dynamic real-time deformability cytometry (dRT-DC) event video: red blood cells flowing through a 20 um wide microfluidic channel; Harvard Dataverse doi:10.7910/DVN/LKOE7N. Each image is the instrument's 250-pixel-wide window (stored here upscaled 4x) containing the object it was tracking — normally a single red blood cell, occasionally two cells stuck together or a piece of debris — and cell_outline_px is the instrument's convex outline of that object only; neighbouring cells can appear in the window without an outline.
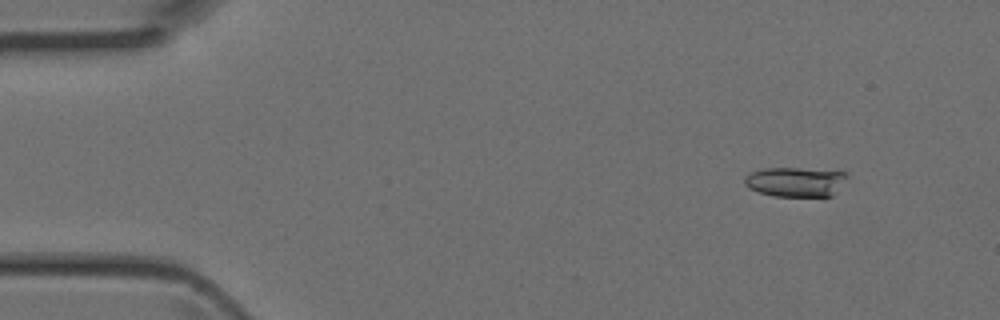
{"species": "Egyptian fruit bat (a non-hibernating species)", "species_latin": "Rousettus aegyptiacus", "temperature_condition": "room temperature", "stored_images_in_passage": 4, "segment_of_instrument_passage": [1, 2], "camera_frame_rate_fps": 3000, "um_per_image_px": 0.085, "animal": {"sex": "female"}, "frame": {"image": 1, "passage_image": 1, "time_ms": 0.0, "image_size_px": [1000, 320], "cell_outline_px": [[848, 176], [836, 192], [832, 196], [772, 196], [748, 188], [744, 184], [744, 176], [760, 168], [800, 168], [844, 172]], "centroid_in_image_um": [67.58, 15.45], "position_along_channel_um": 17.4, "area_um2": 17.69}}